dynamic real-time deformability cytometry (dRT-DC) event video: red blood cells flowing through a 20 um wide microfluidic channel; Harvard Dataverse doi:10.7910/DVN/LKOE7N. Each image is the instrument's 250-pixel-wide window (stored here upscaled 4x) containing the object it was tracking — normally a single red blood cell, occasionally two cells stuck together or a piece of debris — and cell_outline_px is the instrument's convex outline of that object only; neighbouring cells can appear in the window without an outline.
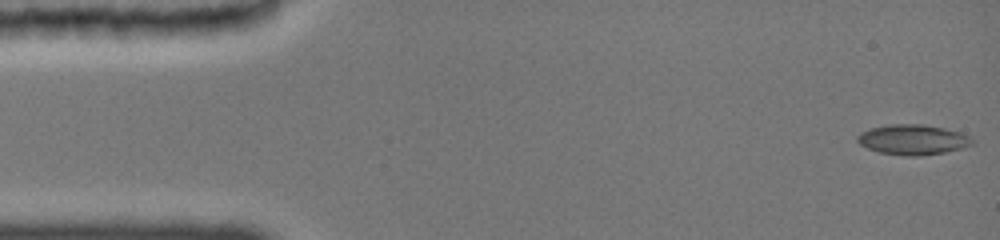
{"species": "common noctule bat (a hibernating species)", "species_latin": "Nyctalus noctula", "temperature_condition": "cold", "stored_images_in_passage": 31, "camera_frame_rate_fps": 3000, "um_per_image_px": 0.085, "animal": {"sex": "female", "body_mass_g": 19.0, "forearm_length_mm": 51.5}, "frame": {"image": 1, "passage_image": 1, "time_ms": 0.0, "image_size_px": [1000, 240], "cell_outline_px": [[976, 144], [964, 148], [944, 152], [916, 156], [908, 156], [880, 152], [868, 148], [860, 144], [856, 140], [864, 132], [872, 128], [892, 124], [920, 124], [944, 128], [960, 132], [968, 136]], "centroid_in_image_um": [77.66, 11.87], "position_along_channel_um": 7.3, "area_um2": 19.83}}
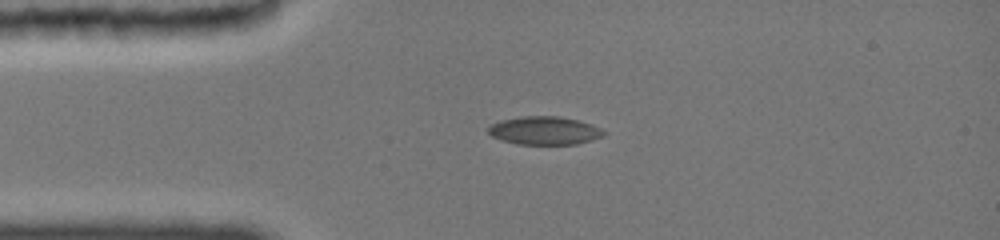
{"frame": {"image": 2, "passage_image": 22, "time_ms": 3.333, "image_size_px": [1000, 240], "cell_outline_px": [[604, 132], [600, 136], [576, 144], [520, 144], [504, 140], [492, 136], [488, 132], [488, 128], [492, 124], [504, 120], [524, 116], [556, 116], [576, 120], [588, 124]], "centroid_in_image_um": [46.21, 11.1], "position_along_channel_um": 38.8, "area_um2": 18.15}}
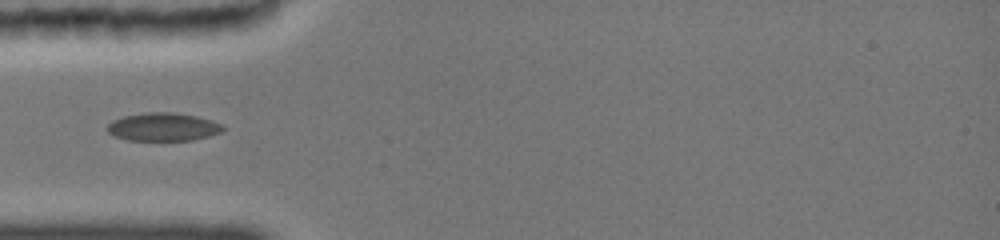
{"frame": {"image": 3, "passage_image": 30, "time_ms": 4.667, "image_size_px": [1000, 240], "cell_outline_px": [[224, 128], [220, 132], [208, 136], [192, 140], [128, 140], [116, 136], [108, 132], [108, 124], [124, 116], [144, 112], [168, 112], [196, 116], [220, 124]], "centroid_in_image_um": [13.85, 10.79], "position_along_channel_um": 71.2, "area_um2": 18.5}}